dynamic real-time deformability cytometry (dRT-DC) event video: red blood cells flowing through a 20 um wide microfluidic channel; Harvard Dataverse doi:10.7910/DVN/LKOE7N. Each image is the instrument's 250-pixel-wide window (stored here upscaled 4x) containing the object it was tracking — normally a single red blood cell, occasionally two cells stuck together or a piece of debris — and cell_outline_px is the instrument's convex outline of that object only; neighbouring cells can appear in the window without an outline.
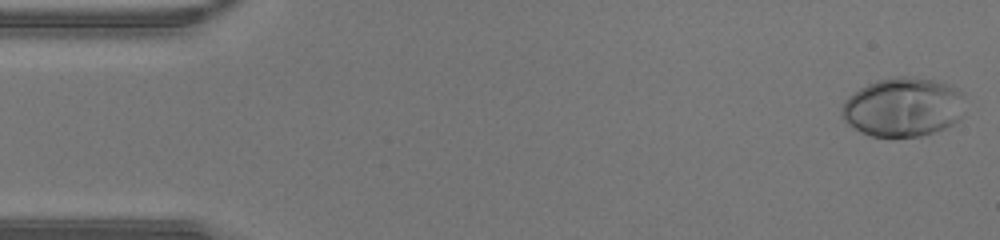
{"species": "human", "species_latin": "Homo sapiens", "temperature_condition": "warm", "stored_images_in_passage": 45, "camera_frame_rate_fps": 3000, "um_per_image_px": 0.085, "donor": {"sex": "male"}, "frame": {"image": 1, "passage_image": 1, "time_ms": 0.0, "image_size_px": [1000, 240], "cell_outline_px": [[964, 116], [960, 120], [944, 128], [920, 136], [872, 136], [848, 124], [844, 120], [840, 112], [840, 108], [844, 100], [848, 96], [860, 88], [876, 80], [900, 76], [908, 76], [932, 80], [948, 84], [964, 92]], "centroid_in_image_um": [76.79, 9.09], "position_along_channel_um": 8.2, "area_um2": 42.6}}
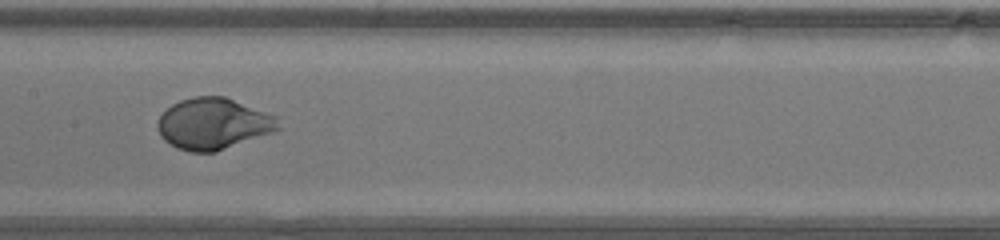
{"frame": {"image": 2, "passage_image": 22, "time_ms": 7.0, "image_size_px": [1000, 240], "cell_outline_px": [[280, 128], [272, 132], [216, 152], [188, 152], [176, 148], [164, 140], [160, 136], [156, 128], [156, 124], [160, 116], [172, 104], [180, 100], [192, 96], [224, 96], [276, 116]], "centroid_in_image_um": [18.08, 10.52], "position_along_channel_um": 189.3, "area_um2": 36.07}}
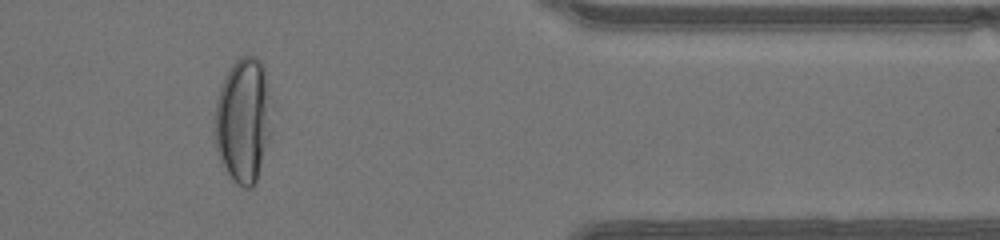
{"frame": {"image": 3, "passage_image": 37, "time_ms": 12.0, "image_size_px": [1000, 240], "cell_outline_px": [[276, 104], [272, 128], [256, 180], [252, 188], [244, 188], [228, 172], [220, 160], [216, 148], [216, 100], [224, 76], [232, 64], [240, 56], [256, 56], [260, 60], [264, 68]], "centroid_in_image_um": [20.76, 10.12], "position_along_channel_um": 390.6, "area_um2": 42.14}}